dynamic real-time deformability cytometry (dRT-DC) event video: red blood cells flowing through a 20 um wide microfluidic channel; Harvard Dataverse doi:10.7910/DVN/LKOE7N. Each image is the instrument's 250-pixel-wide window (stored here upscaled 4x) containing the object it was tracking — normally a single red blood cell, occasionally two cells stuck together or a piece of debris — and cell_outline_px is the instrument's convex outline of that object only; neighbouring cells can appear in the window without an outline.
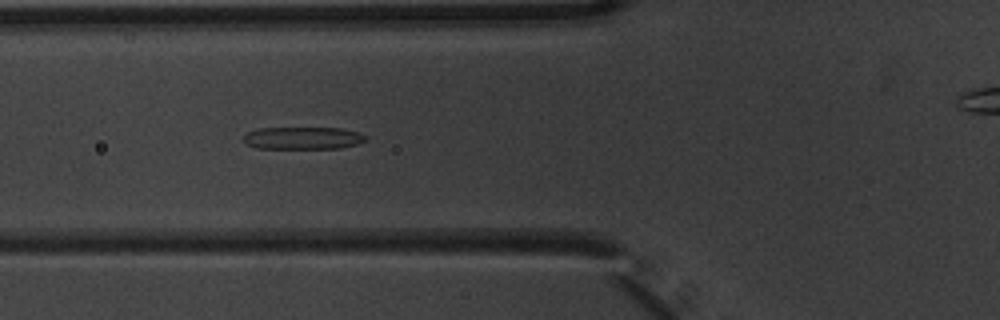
{"species": "common noctule bat (a hibernating species)", "species_latin": "Nyctalus noctula", "temperature_condition": "warm", "stored_images_in_passage": 5, "camera_frame_rate_fps": 3000, "um_per_image_px": 0.085, "animal": {"sex": "male", "body_mass_g": 20.1, "forearm_length_mm": 53.5}, "frame": {"image": 1, "passage_image": 5, "time_ms": 1.333, "image_size_px": [1000, 320], "cell_outline_px": [[364, 140], [356, 144], [340, 148], [256, 148], [248, 144], [244, 140], [244, 136], [248, 132], [256, 128], [340, 128], [356, 132], [364, 136]], "centroid_in_image_um": [25.69, 11.73], "position_along_channel_um": 100.1, "area_um2": 15.61}}